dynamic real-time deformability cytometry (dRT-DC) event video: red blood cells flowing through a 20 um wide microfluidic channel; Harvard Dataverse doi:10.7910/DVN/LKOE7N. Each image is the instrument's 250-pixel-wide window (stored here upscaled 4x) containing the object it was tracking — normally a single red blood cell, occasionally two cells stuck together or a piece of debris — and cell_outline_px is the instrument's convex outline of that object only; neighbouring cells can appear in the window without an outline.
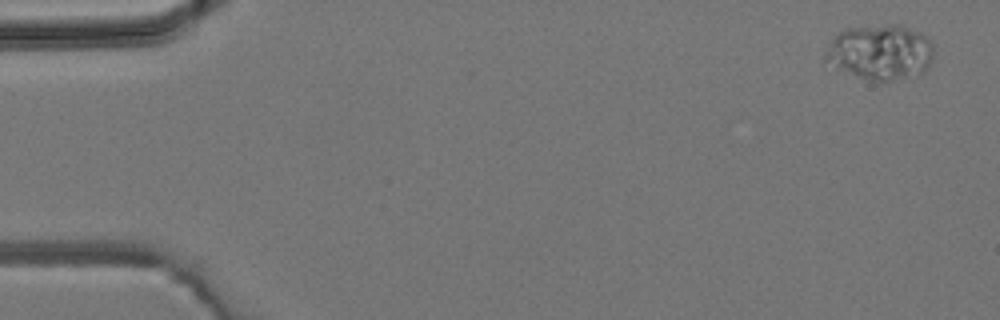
{"species": "common noctule bat (a hibernating species)", "species_latin": "Nyctalus noctula", "temperature_condition": "room temperature", "stored_images_in_passage": 5, "camera_frame_rate_fps": 3000, "um_per_image_px": 0.085, "animal": {"sex": "male", "body_mass_g": 19.2, "forearm_length_mm": 51.8}, "frame": {"image": 1, "passage_image": 1, "time_ms": 0.0, "image_size_px": [1000, 320], "cell_outline_px": [[936, 52], [924, 72], [916, 76], [892, 80], [872, 80], [856, 76], [824, 60], [824, 52], [832, 40], [844, 28], [884, 24], [900, 24], [920, 32], [932, 44]], "centroid_in_image_um": [74.86, 4.41], "position_along_channel_um": 10.1, "area_um2": 34.85}}
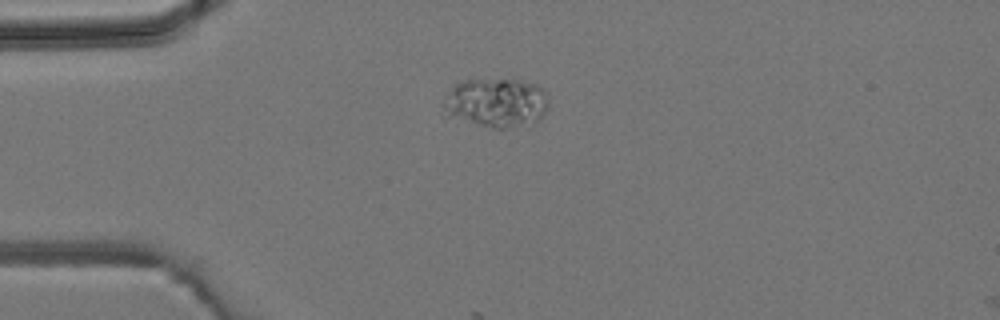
{"frame": {"image": 2, "passage_image": 4, "time_ms": 3.333, "image_size_px": [1000, 320], "cell_outline_px": [[548, 108], [540, 120], [532, 124], [508, 128], [492, 128], [448, 116], [444, 104], [452, 88], [460, 80], [512, 76], [536, 84], [544, 92], [548, 100]], "centroid_in_image_um": [42.25, 8.68], "position_along_channel_um": 42.7, "area_um2": 30.81}}